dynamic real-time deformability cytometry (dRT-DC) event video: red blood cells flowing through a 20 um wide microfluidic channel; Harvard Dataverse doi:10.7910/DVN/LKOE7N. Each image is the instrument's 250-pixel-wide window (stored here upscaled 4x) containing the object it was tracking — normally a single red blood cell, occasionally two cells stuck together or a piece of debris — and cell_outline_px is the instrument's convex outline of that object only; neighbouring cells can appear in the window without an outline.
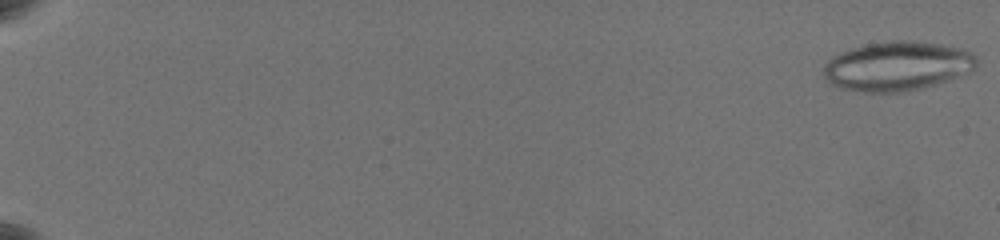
{"species": "common noctule bat (a hibernating species)", "species_latin": "Nyctalus noctula", "temperature_condition": "warm", "stored_images_in_passage": 26, "camera_frame_rate_fps": 3000, "um_per_image_px": 0.085, "animal": {"sex": "female", "body_mass_g": 19.5, "forearm_length_mm": 54.1}, "frame": {"image": 1, "passage_image": 1, "time_ms": 0.0, "image_size_px": [1000, 240], "cell_outline_px": [[976, 64], [968, 72], [948, 80], [924, 88], [900, 92], [864, 92], [840, 88], [832, 84], [824, 76], [824, 64], [832, 56], [840, 52], [864, 44], [892, 40], [916, 40], [964, 48], [972, 52], [976, 56]], "centroid_in_image_um": [76.26, 5.6], "position_along_channel_um": 8.7, "area_um2": 44.16}}